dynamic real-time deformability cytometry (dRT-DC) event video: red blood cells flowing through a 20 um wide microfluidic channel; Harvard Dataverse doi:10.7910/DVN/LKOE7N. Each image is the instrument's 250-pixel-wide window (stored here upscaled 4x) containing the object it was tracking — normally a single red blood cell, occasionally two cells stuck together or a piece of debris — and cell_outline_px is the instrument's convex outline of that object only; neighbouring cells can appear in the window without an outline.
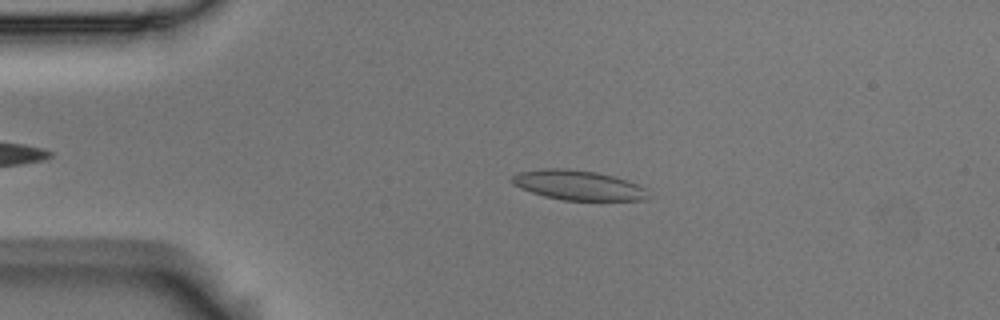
{"species": "Egyptian fruit bat (a non-hibernating species)", "species_latin": "Rousettus aegyptiacus", "temperature_condition": "room temperature", "stored_images_in_passage": 48, "camera_frame_rate_fps": 3000, "um_per_image_px": 0.085, "animal": {"sex": "male"}, "frame": {"image": 1, "passage_image": 11, "time_ms": 3.333, "image_size_px": [1000, 320], "cell_outline_px": [[648, 196], [644, 200], [564, 200], [544, 196], [520, 188], [512, 184], [512, 176], [520, 172], [540, 168], [568, 168], [596, 172], [612, 176], [636, 184], [644, 188]], "centroid_in_image_um": [49.09, 15.73], "position_along_channel_um": 35.9, "area_um2": 23.35}}
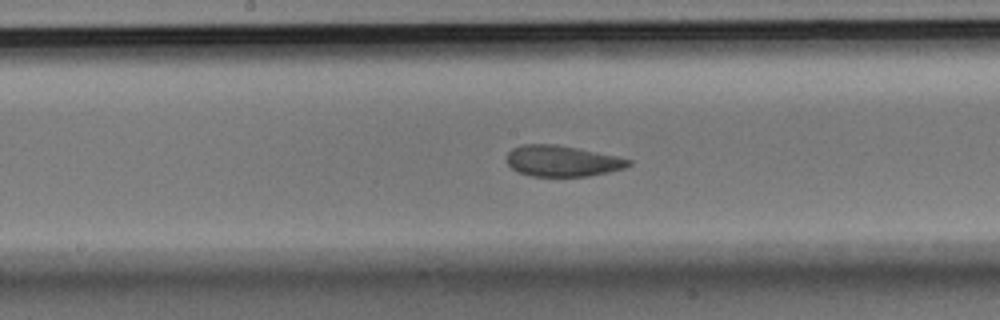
{"frame": {"image": 2, "passage_image": 28, "time_ms": 9.0, "image_size_px": [1000, 320], "cell_outline_px": [[632, 164], [624, 168], [608, 172], [588, 176], [532, 176], [520, 172], [512, 168], [508, 164], [508, 152], [512, 148], [524, 144], [556, 144], [616, 156], [632, 160]], "centroid_in_image_um": [47.8, 13.68], "position_along_channel_um": 200.4, "area_um2": 21.73}}
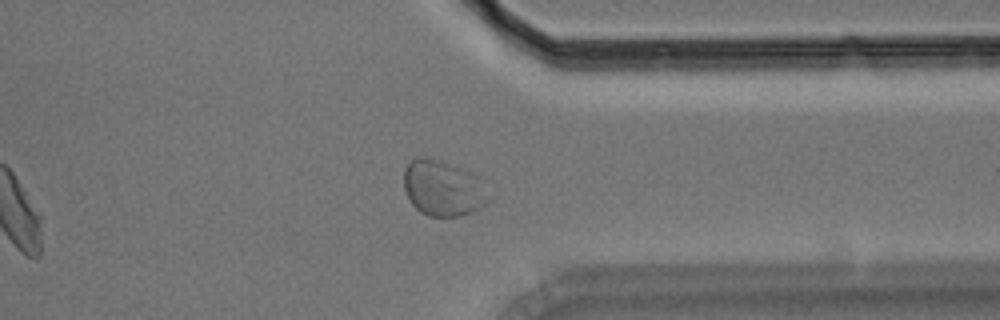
{"frame": {"image": 3, "passage_image": 43, "time_ms": 14.0, "image_size_px": [1000, 320], "cell_outline_px": [[492, 196], [480, 208], [472, 212], [460, 216], [428, 216], [420, 212], [412, 204], [404, 188], [404, 168], [412, 160], [420, 156], [440, 160], [472, 172], [476, 176]], "centroid_in_image_um": [37.66, 16.0], "position_along_channel_um": 373.7, "area_um2": 27.51}, "authors_computed_cell_mechanics": {"area_um2": 23.6113, "velocity_mm_per_s": 3.5271, "shape_relaxation_time_tau1_ms": 6.6187, "shape_relaxation_time_tau2_ms": 1.4504, "deformation_change_tau1": 0.1479, "deformation_change_tau2": 0.0539}}